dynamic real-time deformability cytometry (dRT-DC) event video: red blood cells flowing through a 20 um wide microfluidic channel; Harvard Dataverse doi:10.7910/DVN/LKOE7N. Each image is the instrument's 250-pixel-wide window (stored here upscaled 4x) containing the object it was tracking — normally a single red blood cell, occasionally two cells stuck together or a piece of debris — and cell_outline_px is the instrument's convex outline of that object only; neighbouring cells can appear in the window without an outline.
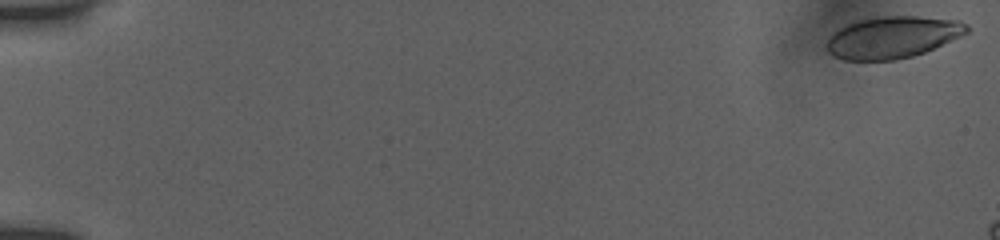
{"species": "human", "species_latin": "Homo sapiens", "temperature_condition": "room temperature", "stored_images_in_passage": 15, "camera_frame_rate_fps": 3000, "um_per_image_px": 0.085, "donor": {"sex": "female"}, "frame": {"image": 1, "passage_image": 1, "time_ms": 0.0, "image_size_px": [1000, 240], "cell_outline_px": [[968, 32], [960, 36], [924, 52], [912, 56], [892, 60], [844, 60], [832, 56], [828, 52], [828, 40], [832, 32], [856, 20], [880, 16], [916, 16], [960, 20], [968, 24]], "centroid_in_image_um": [75.86, 3.16], "position_along_channel_um": 9.1, "area_um2": 34.04}}